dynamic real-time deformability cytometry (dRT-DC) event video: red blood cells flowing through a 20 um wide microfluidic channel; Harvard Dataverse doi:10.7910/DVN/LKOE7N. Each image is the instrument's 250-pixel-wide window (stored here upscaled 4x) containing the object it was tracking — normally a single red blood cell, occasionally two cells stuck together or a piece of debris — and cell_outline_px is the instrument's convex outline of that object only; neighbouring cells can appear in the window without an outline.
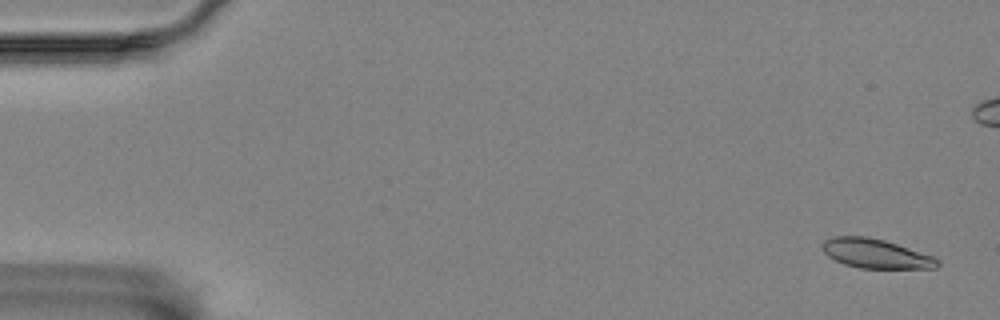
{"species": "Egyptian fruit bat (a non-hibernating species)", "species_latin": "Rousettus aegyptiacus", "temperature_condition": "room temperature", "stored_images_in_passage": 9, "camera_frame_rate_fps": 3000, "um_per_image_px": 0.085, "animal": {"sex": "female"}, "frame": {"image": 1, "passage_image": 1, "time_ms": 0.0, "image_size_px": [1000, 320], "cell_outline_px": [[940, 264], [936, 268], [860, 268], [844, 264], [828, 256], [820, 248], [820, 244], [824, 240], [832, 236], [868, 236], [884, 240], [932, 256], [940, 260]], "centroid_in_image_um": [74.39, 21.55], "position_along_channel_um": 10.6, "area_um2": 19.65}}
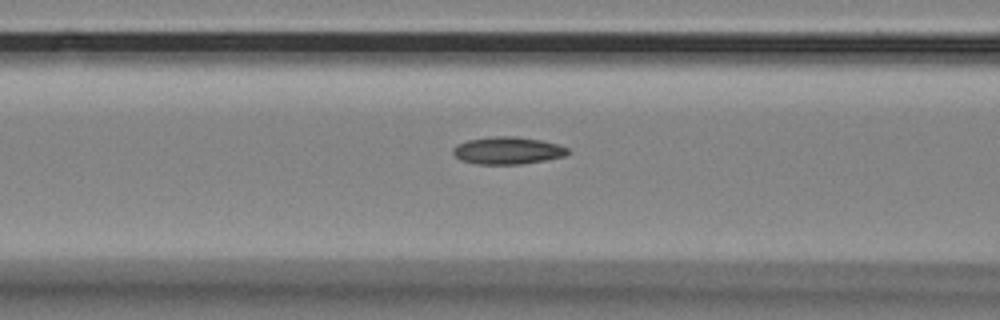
{"frame": {"image": 2, "passage_image": 8, "time_ms": 9.0, "image_size_px": [1000, 320], "cell_outline_px": [[568, 152], [564, 156], [544, 160], [520, 164], [476, 164], [460, 160], [452, 152], [452, 148], [456, 144], [468, 140], [496, 136], [516, 136], [540, 140], [556, 144], [568, 148]], "centroid_in_image_um": [43.1, 12.79], "position_along_channel_um": 123.5, "area_um2": 18.15}}
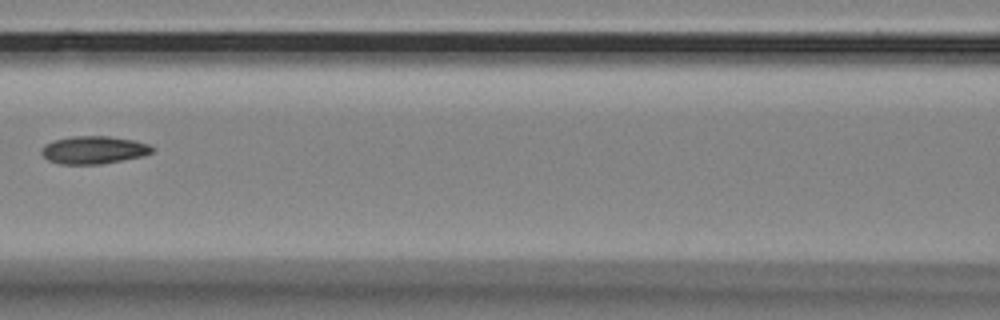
{"frame": {"image": 3, "passage_image": 9, "time_ms": 10.0, "image_size_px": [1000, 320], "cell_outline_px": [[156, 148], [152, 152], [144, 156], [100, 164], [60, 164], [48, 160], [40, 152], [44, 144], [56, 140], [72, 136], [108, 136], [136, 140], [148, 144]], "centroid_in_image_um": [7.99, 12.74], "position_along_channel_um": 158.6, "area_um2": 17.98}}